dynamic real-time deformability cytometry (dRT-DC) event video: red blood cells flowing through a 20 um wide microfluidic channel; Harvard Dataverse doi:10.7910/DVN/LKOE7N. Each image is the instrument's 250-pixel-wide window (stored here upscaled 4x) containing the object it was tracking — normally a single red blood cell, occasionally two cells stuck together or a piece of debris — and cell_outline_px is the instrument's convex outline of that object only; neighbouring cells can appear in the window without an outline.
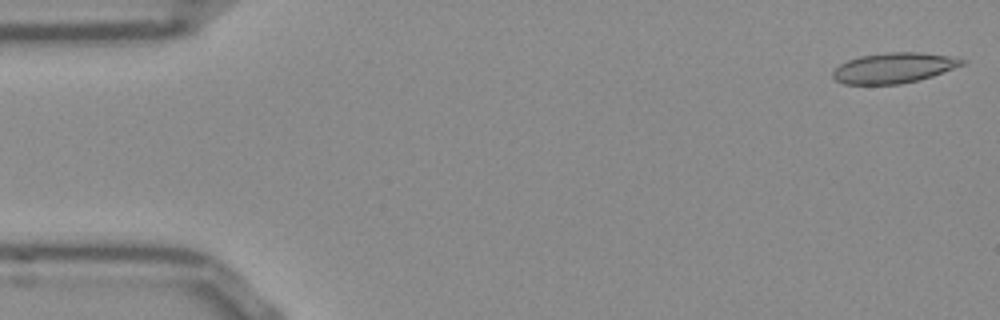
{"species": "Egyptian fruit bat (a non-hibernating species)", "species_latin": "Rousettus aegyptiacus", "temperature_condition": "room temperature", "stored_images_in_passage": 52, "camera_frame_rate_fps": 3000, "um_per_image_px": 0.085, "frame": {"image": 1, "passage_image": 1, "time_ms": 0.0, "image_size_px": [1000, 320], "cell_outline_px": [[968, 60], [964, 64], [932, 76], [900, 84], [844, 84], [836, 80], [832, 76], [832, 72], [840, 64], [848, 60], [860, 56], [888, 52], [920, 52], [948, 56]], "centroid_in_image_um": [75.96, 5.77], "position_along_channel_um": 9.0, "area_um2": 22.66}}
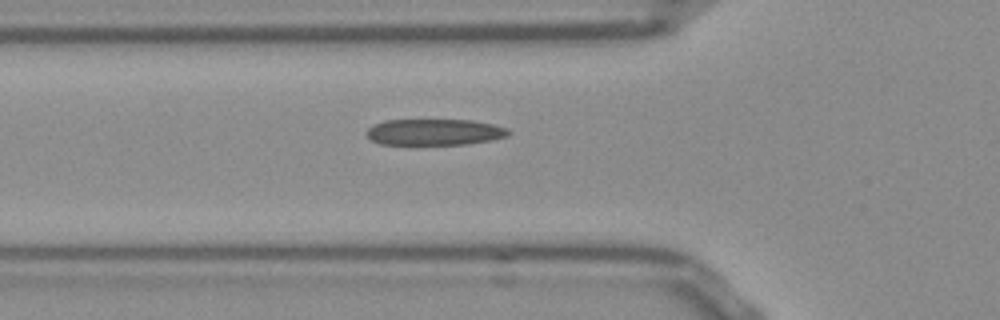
{"frame": {"image": 2, "passage_image": 17, "time_ms": 5.333, "image_size_px": [1000, 320], "cell_outline_px": [[512, 132], [508, 136], [492, 140], [468, 144], [380, 144], [372, 140], [364, 132], [368, 128], [384, 120], [472, 120], [492, 124], [508, 128]], "centroid_in_image_um": [36.96, 11.22], "position_along_channel_um": 88.8, "area_um2": 21.73}}
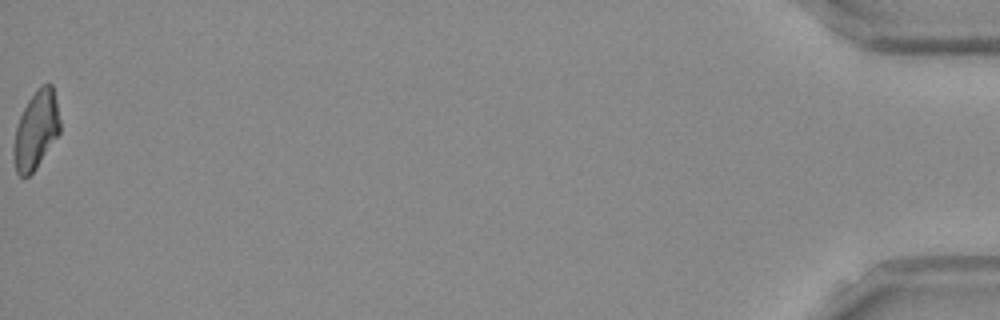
{"frame": {"image": 3, "passage_image": 52, "time_ms": 17.0, "image_size_px": [1000, 320], "cell_outline_px": [[60, 132], [36, 168], [28, 176], [20, 176], [16, 172], [12, 156], [12, 148], [16, 128], [20, 116], [28, 100], [40, 84], [52, 84], [56, 100], [60, 120]], "centroid_in_image_um": [3.05, 11.06], "position_along_channel_um": 432.2, "area_um2": 21.04}, "authors_computed_cell_mechanics": {"area_um2": 22.3975, "velocity_mm_per_s": 3.8446, "shape_relaxation_time_tau1_ms": null, "shape_relaxation_time_tau2_ms": 3.4254, "deformation_change_tau1": null, "deformation_change_tau2": 0.1212}}